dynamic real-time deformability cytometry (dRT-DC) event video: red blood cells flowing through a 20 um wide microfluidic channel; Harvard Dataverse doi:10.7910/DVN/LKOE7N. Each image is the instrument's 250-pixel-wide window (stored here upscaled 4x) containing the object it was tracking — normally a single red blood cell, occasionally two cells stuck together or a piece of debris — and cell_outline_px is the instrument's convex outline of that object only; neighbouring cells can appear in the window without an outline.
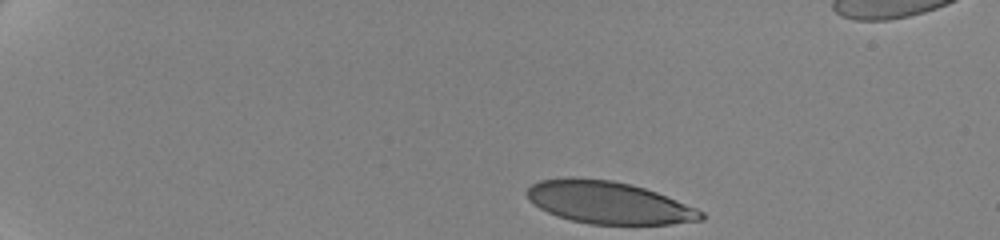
{"species": "human", "species_latin": "Homo sapiens", "temperature_condition": "cold", "stored_images_in_passage": 34, "camera_frame_rate_fps": 3000, "um_per_image_px": 0.085, "donor": {"sex": "female"}, "frame": {"image": 1, "passage_image": 1, "time_ms": 0.0, "image_size_px": [1000, 240], "cell_outline_px": [[704, 220], [672, 224], [588, 224], [556, 216], [540, 208], [528, 200], [524, 192], [532, 184], [540, 180], [572, 176], [612, 180], [644, 188], [656, 192], [696, 208], [704, 212]], "centroid_in_image_um": [51.69, 17.21], "position_along_channel_um": 33.3, "area_um2": 43.06}}
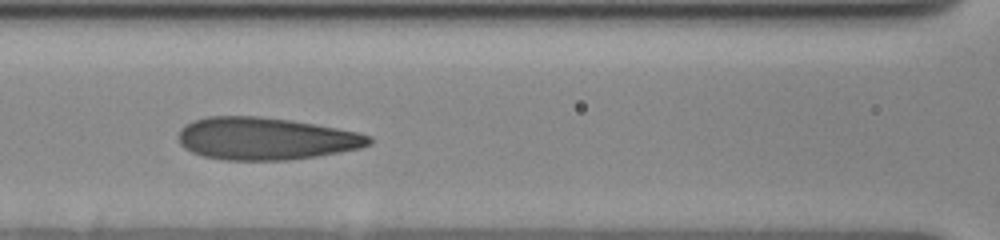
{"frame": {"image": 2, "passage_image": 19, "time_ms": 6.0, "image_size_px": [1000, 240], "cell_outline_px": [[372, 144], [360, 148], [316, 156], [288, 160], [224, 160], [204, 156], [192, 152], [184, 148], [180, 144], [180, 128], [184, 124], [192, 120], [208, 116], [260, 116], [316, 124], [356, 132], [372, 136]], "centroid_in_image_um": [22.56, 11.78], "position_along_channel_um": 144.0, "area_um2": 47.05}}
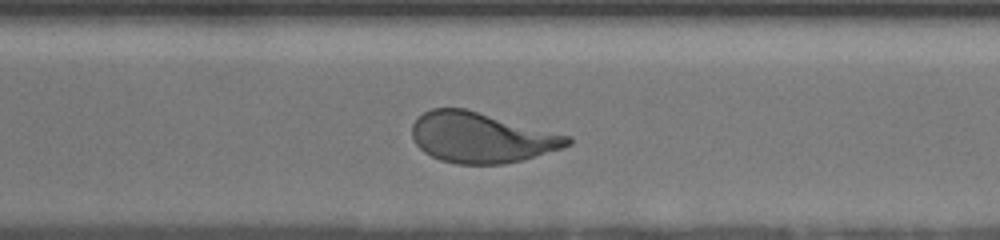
{"frame": {"image": 3, "passage_image": 34, "time_ms": 11.333, "image_size_px": [1000, 240], "cell_outline_px": [[572, 144], [524, 160], [504, 164], [456, 164], [440, 160], [424, 152], [416, 144], [412, 136], [412, 124], [424, 112], [432, 108], [464, 108], [572, 136]], "centroid_in_image_um": [40.92, 11.7], "position_along_channel_um": 329.7, "area_um2": 45.6}}